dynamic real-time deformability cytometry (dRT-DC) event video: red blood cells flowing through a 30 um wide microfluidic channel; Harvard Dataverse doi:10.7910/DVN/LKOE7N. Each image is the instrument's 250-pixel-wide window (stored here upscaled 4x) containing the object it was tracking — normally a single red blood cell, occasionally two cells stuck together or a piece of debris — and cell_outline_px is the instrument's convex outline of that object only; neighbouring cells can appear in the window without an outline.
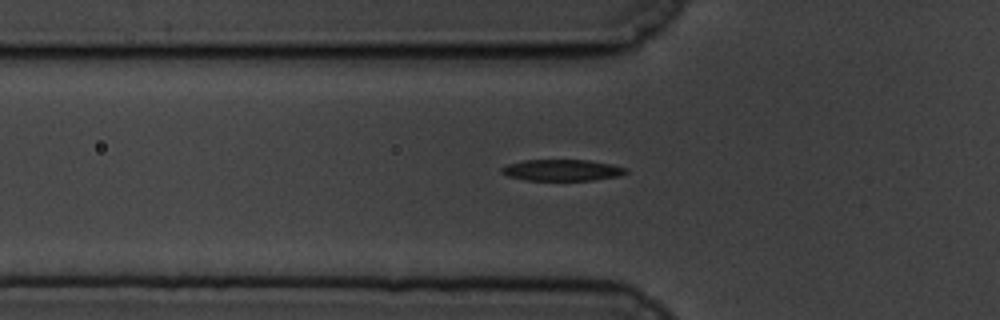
{"species": "common noctule bat (a hibernating species)", "species_latin": "Nyctalus noctula", "temperature_condition": "cold", "stored_images_in_passage": 52, "camera_frame_rate_fps": 3000, "um_per_image_px": 0.085, "animal": {"sex": "male", "body_mass_g": 19.5, "forearm_length_mm": 54.6}, "frame": {"image": 1, "passage_image": 17, "time_ms": 5.333, "image_size_px": [1000, 320], "cell_outline_px": [[628, 172], [620, 176], [592, 180], [524, 180], [508, 176], [500, 172], [500, 168], [508, 164], [524, 160], [588, 160], [612, 164], [628, 168]], "centroid_in_image_um": [47.79, 14.46], "position_along_channel_um": 78.0, "area_um2": 15.55}}
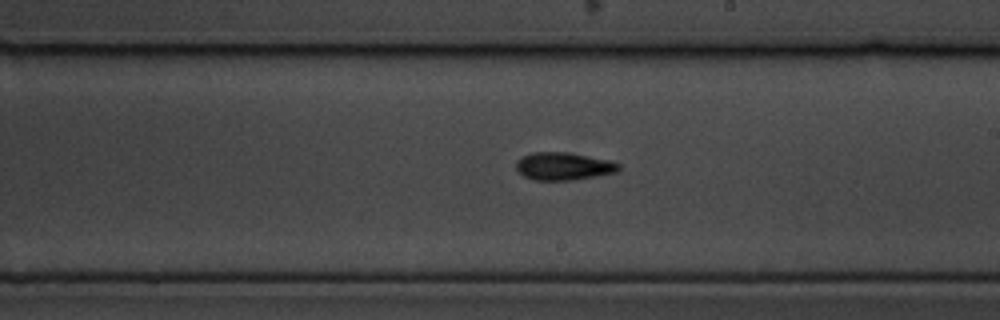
{"frame": {"image": 2, "passage_image": 31, "time_ms": 10.0, "image_size_px": [1000, 320], "cell_outline_px": [[620, 168], [616, 172], [596, 176], [572, 180], [536, 180], [524, 176], [516, 168], [516, 160], [520, 156], [532, 152], [568, 152], [608, 160], [620, 164]], "centroid_in_image_um": [47.87, 14.12], "position_along_channel_um": 241.1, "area_um2": 16.53}}
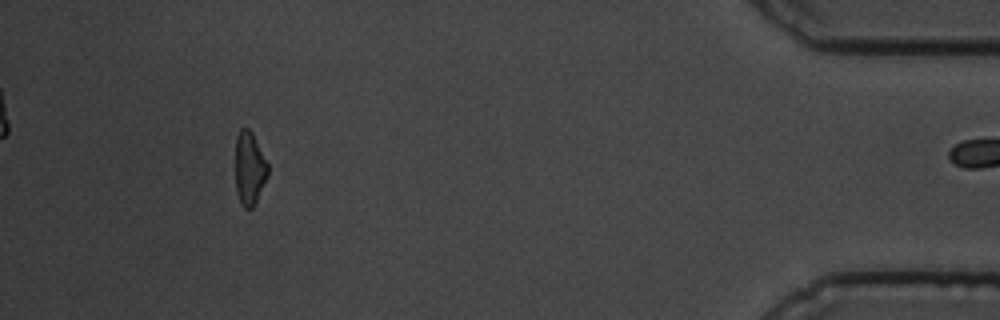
{"frame": {"image": 3, "passage_image": 51, "time_ms": 16.667, "image_size_px": [1000, 320], "cell_outline_px": [[268, 176], [252, 208], [244, 208], [236, 192], [236, 136], [240, 128], [248, 128], [252, 132], [268, 164]], "centroid_in_image_um": [21.2, 14.28], "position_along_channel_um": 414.0, "area_um2": 13.7}}